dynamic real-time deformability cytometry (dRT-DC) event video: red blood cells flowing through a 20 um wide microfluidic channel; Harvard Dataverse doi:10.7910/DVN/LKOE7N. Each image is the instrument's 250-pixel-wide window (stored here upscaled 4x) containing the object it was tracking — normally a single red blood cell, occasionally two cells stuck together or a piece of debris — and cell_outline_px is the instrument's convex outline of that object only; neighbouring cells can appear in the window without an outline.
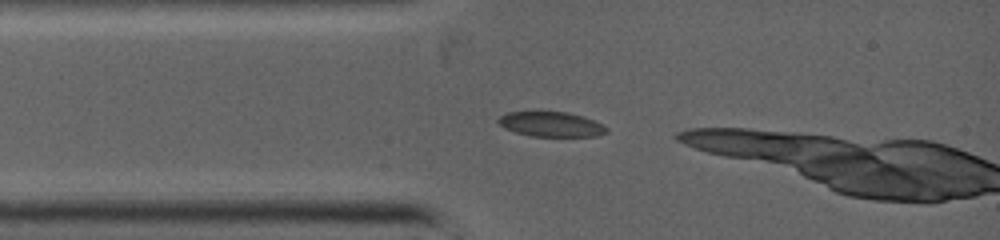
{"species": "common noctule bat (a hibernating species)", "species_latin": "Nyctalus noctula", "temperature_condition": "warm", "stored_images_in_passage": 2, "camera_frame_rate_fps": 5000, "um_per_image_px": 0.085, "animal": {"sex": "female", "body_mass_g": 19.0, "forearm_length_mm": 53.3}, "frame": {"image": 1, "passage_image": 1, "time_ms": 0.0, "image_size_px": [1000, 240], "cell_outline_px": [[608, 132], [596, 136], [532, 136], [516, 132], [504, 128], [496, 120], [500, 116], [508, 112], [540, 108], [568, 112], [584, 116], [604, 124], [608, 128]], "centroid_in_image_um": [46.83, 10.5], "position_along_channel_um": 38.2, "area_um2": 16.59}}